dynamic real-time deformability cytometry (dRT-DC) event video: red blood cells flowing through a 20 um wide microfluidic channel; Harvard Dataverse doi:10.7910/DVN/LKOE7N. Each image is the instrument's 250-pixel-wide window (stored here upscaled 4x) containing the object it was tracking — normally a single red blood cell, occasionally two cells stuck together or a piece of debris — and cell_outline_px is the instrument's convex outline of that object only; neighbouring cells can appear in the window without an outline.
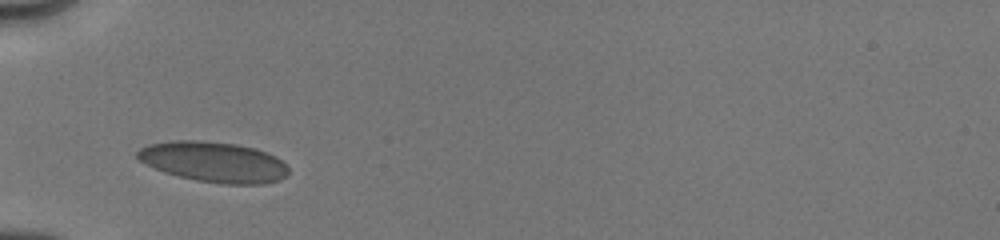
{"species": "human", "species_latin": "Homo sapiens", "temperature_condition": "cold", "stored_images_in_passage": 15, "camera_frame_rate_fps": 3000, "um_per_image_px": 0.085, "donor": {"sex": "male"}, "frame": {"image": 1, "passage_image": 1, "time_ms": 0.0, "image_size_px": [1000, 240], "cell_outline_px": [[288, 172], [280, 180], [264, 184], [224, 184], [196, 180], [164, 172], [140, 160], [136, 156], [136, 152], [140, 148], [148, 144], [168, 140], [200, 140], [236, 144], [252, 148], [276, 156], [288, 168]], "centroid_in_image_um": [18.15, 13.76], "position_along_channel_um": 66.9, "area_um2": 35.37}}
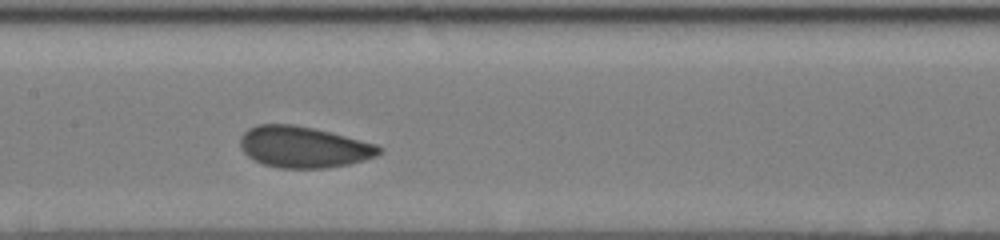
{"frame": {"image": 2, "passage_image": 8, "time_ms": 3.0, "image_size_px": [1000, 240], "cell_outline_px": [[384, 152], [376, 156], [364, 160], [348, 164], [328, 168], [280, 168], [264, 164], [248, 156], [240, 148], [240, 136], [248, 128], [256, 124], [292, 124], [312, 128], [376, 144], [384, 148]], "centroid_in_image_um": [25.8, 12.5], "position_along_channel_um": 181.6, "area_um2": 33.35}}
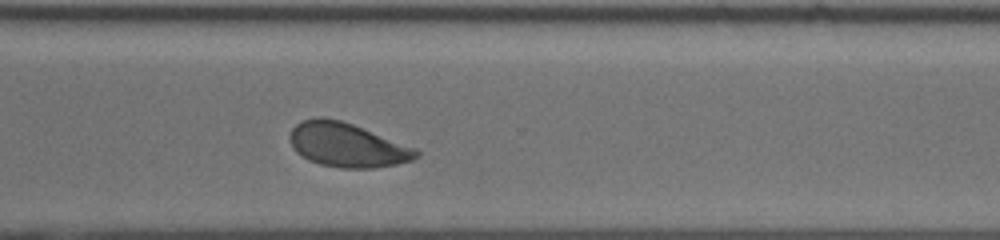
{"frame": {"image": 3, "passage_image": 15, "time_ms": 7.0, "image_size_px": [1000, 240], "cell_outline_px": [[420, 156], [412, 160], [396, 164], [372, 168], [340, 168], [320, 164], [308, 160], [296, 152], [292, 148], [288, 136], [292, 128], [296, 124], [304, 120], [320, 116], [324, 116], [340, 120], [352, 124], [416, 148], [420, 152]], "centroid_in_image_um": [29.48, 12.32], "position_along_channel_um": 341.1, "area_um2": 32.54}}